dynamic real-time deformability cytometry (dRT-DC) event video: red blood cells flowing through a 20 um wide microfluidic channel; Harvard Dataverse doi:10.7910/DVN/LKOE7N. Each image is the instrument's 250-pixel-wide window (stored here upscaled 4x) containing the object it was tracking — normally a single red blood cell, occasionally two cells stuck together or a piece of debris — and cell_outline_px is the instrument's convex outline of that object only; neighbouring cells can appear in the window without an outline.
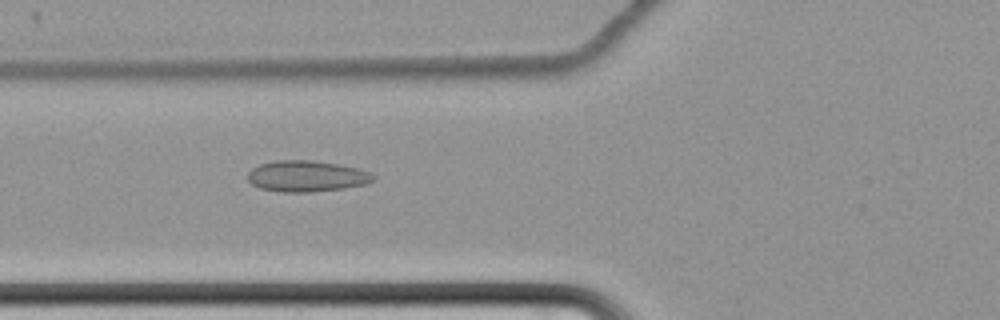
{"species": "common noctule bat (a hibernating species)", "species_latin": "Nyctalus noctula", "temperature_condition": "cold", "stored_images_in_passage": 64, "camera_frame_rate_fps": 3000, "um_per_image_px": 0.085, "animal": {"sex": "female", "body_mass_g": 22.7, "forearm_length_mm": 54.2}, "frame": {"image": 1, "passage_image": 27, "time_ms": 8.667, "image_size_px": [1000, 320], "cell_outline_px": [[376, 176], [372, 180], [364, 184], [344, 188], [312, 192], [280, 192], [260, 188], [252, 184], [248, 180], [248, 172], [252, 168], [260, 164], [276, 160], [312, 160], [340, 164], [360, 168]], "centroid_in_image_um": [26.05, 14.97], "position_along_channel_um": 99.8, "area_um2": 22.83}}
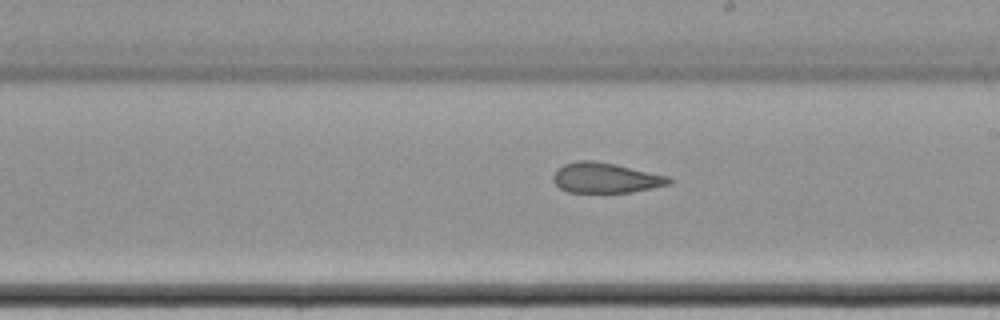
{"frame": {"image": 2, "passage_image": 39, "time_ms": 12.667, "image_size_px": [1000, 320], "cell_outline_px": [[672, 184], [632, 192], [568, 192], [560, 188], [552, 180], [552, 176], [564, 164], [576, 160], [596, 160], [616, 164], [668, 176], [672, 180]], "centroid_in_image_um": [51.49, 15.11], "position_along_channel_um": 237.5, "area_um2": 20.4}}
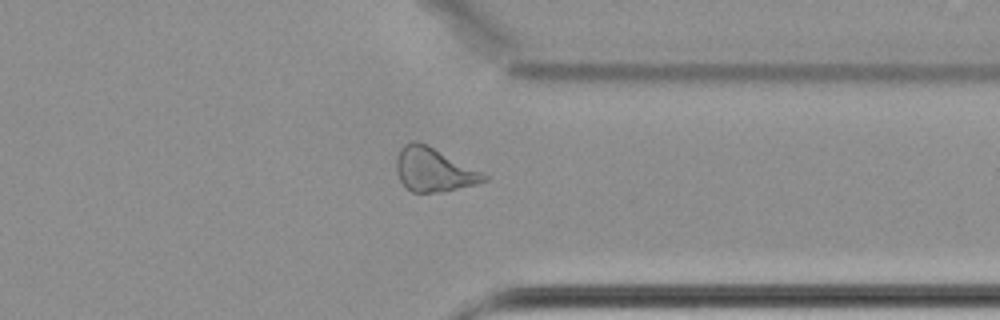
{"frame": {"image": 3, "passage_image": 51, "time_ms": 16.667, "image_size_px": [1000, 320], "cell_outline_px": [[488, 180], [476, 184], [436, 192], [412, 192], [400, 180], [396, 168], [396, 160], [400, 148], [404, 144], [412, 140], [416, 140], [428, 144], [488, 176]], "centroid_in_image_um": [36.83, 14.39], "position_along_channel_um": 374.6, "area_um2": 21.96}, "authors_computed_cell_mechanics": {"area_um2": 24.1893, "velocity_mm_per_s": 3.4397, "shape_relaxation_time_tau1_ms": null, "shape_relaxation_time_tau2_ms": 4.1544, "deformation_change_tau1": null, "deformation_change_tau2": 0.1278}}